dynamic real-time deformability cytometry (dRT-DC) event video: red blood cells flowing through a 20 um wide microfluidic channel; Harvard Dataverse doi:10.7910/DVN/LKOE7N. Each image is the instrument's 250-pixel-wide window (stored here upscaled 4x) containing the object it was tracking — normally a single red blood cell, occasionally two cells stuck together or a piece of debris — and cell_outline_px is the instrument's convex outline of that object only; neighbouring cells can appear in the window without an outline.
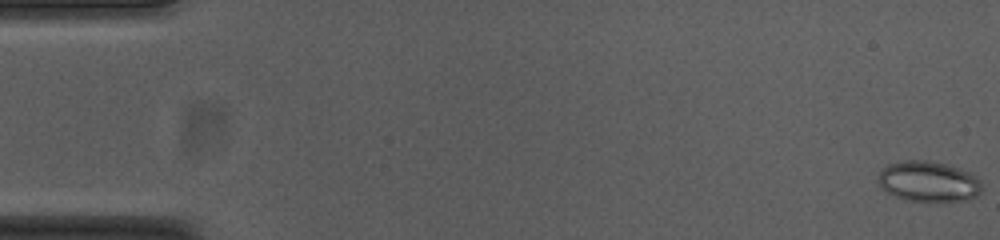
{"species": "common noctule bat (a hibernating species)", "species_latin": "Nyctalus noctula", "temperature_condition": "cold", "stored_images_in_passage": 55, "camera_frame_rate_fps": 3000, "um_per_image_px": 0.085, "animal": {"sex": "female", "body_mass_g": 23.0, "forearm_length_mm": 53.4}, "frame": {"image": 1, "passage_image": 1, "time_ms": 0.0, "image_size_px": [1000, 240], "cell_outline_px": [[980, 192], [976, 196], [968, 200], [940, 204], [904, 200], [880, 188], [876, 176], [888, 164], [904, 160], [928, 160], [948, 164], [968, 172], [976, 176], [980, 180]], "centroid_in_image_um": [78.91, 15.46], "position_along_channel_um": 6.1, "area_um2": 25.26}}
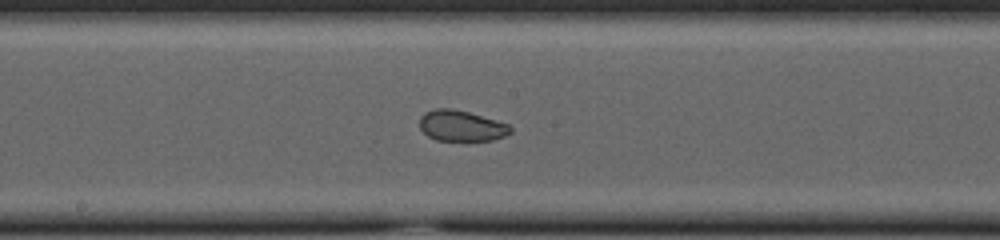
{"frame": {"image": 2, "passage_image": 29, "time_ms": 9.333, "image_size_px": [1000, 240], "cell_outline_px": [[512, 132], [504, 136], [492, 140], [436, 140], [428, 136], [420, 128], [420, 116], [424, 112], [436, 108], [452, 108], [468, 112], [496, 120], [508, 124], [512, 128]], "centroid_in_image_um": [39.2, 10.68], "position_along_channel_um": 209.0, "area_um2": 16.24}}
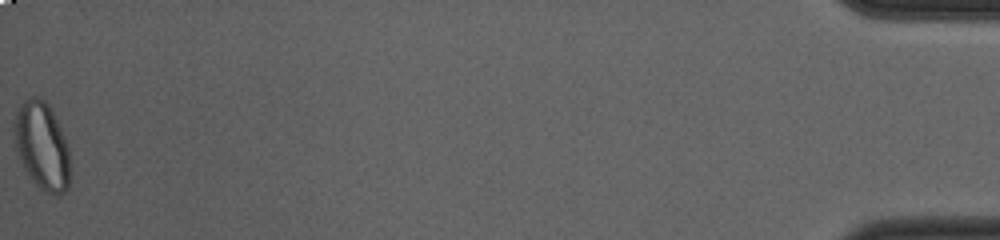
{"frame": {"image": 3, "passage_image": 55, "time_ms": 18.0, "image_size_px": [1000, 240], "cell_outline_px": [[68, 188], [60, 196], [56, 196], [44, 192], [36, 184], [24, 168], [16, 148], [12, 128], [12, 124], [16, 112], [24, 100], [32, 96], [36, 96], [44, 100], [48, 104], [64, 136], [68, 148]], "centroid_in_image_um": [3.54, 12.4], "position_along_channel_um": 431.7, "area_um2": 28.26}, "authors_computed_cell_mechanics": {"area_um2": 21.5594, "velocity_mm_per_s": 3.7561, "shape_relaxation_time_tau1_ms": null, "shape_relaxation_time_tau2_ms": 1.4766, "deformation_change_tau1": null, "deformation_change_tau2": 0.0566}}